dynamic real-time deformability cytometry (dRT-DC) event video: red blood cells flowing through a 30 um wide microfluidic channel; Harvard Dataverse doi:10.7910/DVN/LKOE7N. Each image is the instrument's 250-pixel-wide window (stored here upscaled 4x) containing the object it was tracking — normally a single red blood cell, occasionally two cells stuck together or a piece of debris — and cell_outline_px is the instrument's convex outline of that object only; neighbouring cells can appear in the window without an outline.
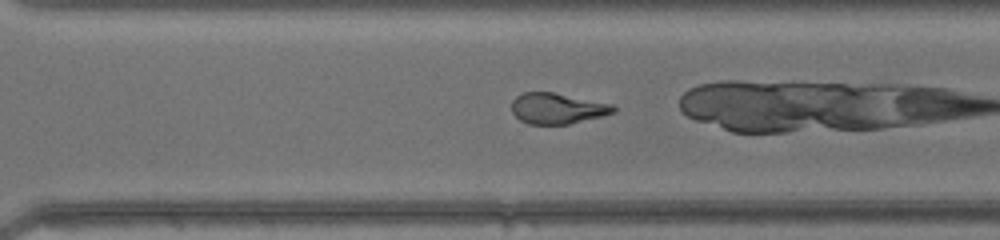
{"species": "common noctule bat (a hibernating species)", "species_latin": "Nyctalus noctula", "temperature_condition": "warm", "stored_images_in_passage": 27, "camera_frame_rate_fps": 3000, "um_per_image_px": 0.085, "animal": {"sex": "female", "body_mass_g": 17.0, "forearm_length_mm": 48.0}, "frame": {"image": 1, "passage_image": 20, "time_ms": 6.333, "image_size_px": [1000, 240], "cell_outline_px": [[616, 112], [604, 116], [568, 124], [528, 124], [520, 120], [512, 112], [512, 100], [516, 96], [524, 92], [552, 92], [612, 104], [616, 108]], "centroid_in_image_um": [47.38, 9.22], "position_along_channel_um": 323.2, "area_um2": 18.26}, "authors_computed_cell_mechanics": {"area_um2": 19.1318, "velocity_mm_per_s": 4.3588, "shape_relaxation_time_tau1_ms": 1.675, "shape_relaxation_time_tau2_ms": 1.6992, "deformation_change_tau1": 0.2569, "deformation_change_tau2": 0.1015}}